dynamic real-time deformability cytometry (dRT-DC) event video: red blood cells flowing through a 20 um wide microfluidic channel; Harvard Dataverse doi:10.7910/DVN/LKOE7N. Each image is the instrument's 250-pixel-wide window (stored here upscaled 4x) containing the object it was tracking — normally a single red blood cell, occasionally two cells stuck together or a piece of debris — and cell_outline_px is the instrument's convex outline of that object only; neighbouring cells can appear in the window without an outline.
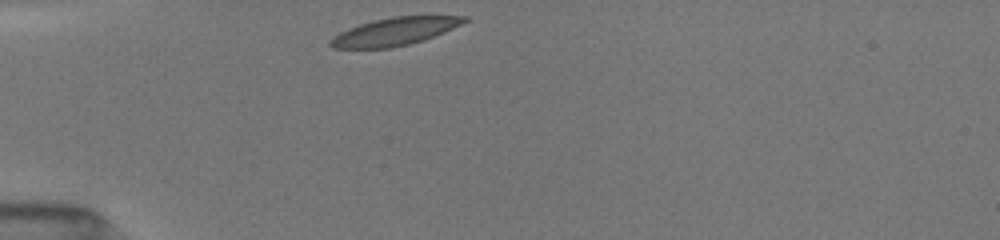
{"species": "common noctule bat (a hibernating species)", "species_latin": "Nyctalus noctula", "temperature_condition": "room temperature", "stored_images_in_passage": 68, "camera_frame_rate_fps": 3000, "um_per_image_px": 0.085, "animal": {"sex": "female", "body_mass_g": 19.5, "forearm_length_mm": 54.1}, "frame": {"image": 1, "passage_image": 1, "time_ms": 0.0, "image_size_px": [1000, 240], "cell_outline_px": [[468, 20], [444, 32], [424, 40], [408, 44], [388, 48], [332, 48], [328, 44], [328, 40], [332, 36], [348, 28], [360, 24], [392, 16], [468, 16]], "centroid_in_image_um": [33.5, 2.68], "position_along_channel_um": 51.5, "area_um2": 21.5}}
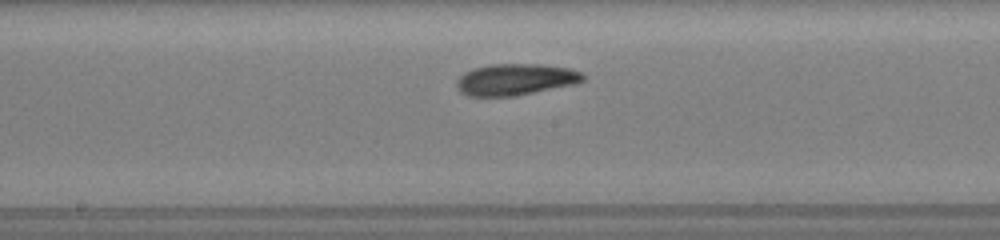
{"frame": {"image": 2, "passage_image": 35, "time_ms": 4.333, "image_size_px": [1000, 240], "cell_outline_px": [[584, 80], [576, 84], [512, 96], [468, 96], [460, 92], [456, 84], [456, 80], [464, 72], [472, 68], [488, 64], [544, 64], [568, 68], [584, 72]], "centroid_in_image_um": [43.81, 6.74], "position_along_channel_um": 204.4, "area_um2": 23.35}}
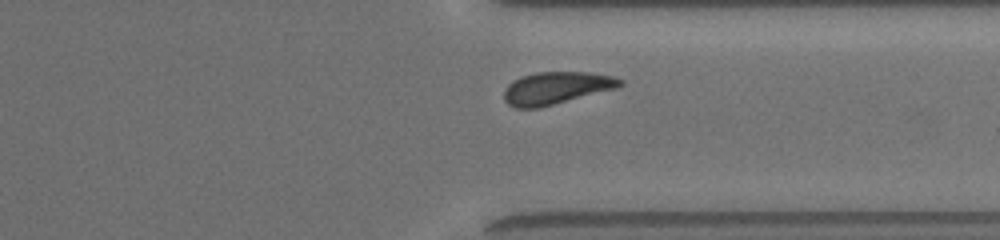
{"frame": {"image": 3, "passage_image": 66, "time_ms": 8.333, "image_size_px": [1000, 240], "cell_outline_px": [[624, 84], [616, 88], [540, 108], [516, 108], [508, 104], [504, 100], [504, 88], [512, 80], [520, 76], [536, 72], [588, 72], [612, 76], [624, 80]], "centroid_in_image_um": [47.25, 7.48], "position_along_channel_um": 364.2, "area_um2": 22.02}}